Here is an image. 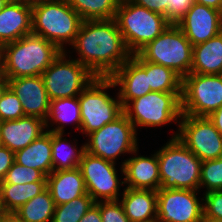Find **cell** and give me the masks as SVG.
<instances>
[{
	"mask_svg": "<svg viewBox=\"0 0 222 222\" xmlns=\"http://www.w3.org/2000/svg\"><path fill=\"white\" fill-rule=\"evenodd\" d=\"M71 46L76 60L100 78H109L132 56L115 19L82 21Z\"/></svg>",
	"mask_w": 222,
	"mask_h": 222,
	"instance_id": "obj_1",
	"label": "cell"
},
{
	"mask_svg": "<svg viewBox=\"0 0 222 222\" xmlns=\"http://www.w3.org/2000/svg\"><path fill=\"white\" fill-rule=\"evenodd\" d=\"M6 79L40 76L62 52L45 38L28 34L1 47Z\"/></svg>",
	"mask_w": 222,
	"mask_h": 222,
	"instance_id": "obj_2",
	"label": "cell"
},
{
	"mask_svg": "<svg viewBox=\"0 0 222 222\" xmlns=\"http://www.w3.org/2000/svg\"><path fill=\"white\" fill-rule=\"evenodd\" d=\"M67 0H42L32 5V34L55 44L61 51L72 45L82 23Z\"/></svg>",
	"mask_w": 222,
	"mask_h": 222,
	"instance_id": "obj_3",
	"label": "cell"
},
{
	"mask_svg": "<svg viewBox=\"0 0 222 222\" xmlns=\"http://www.w3.org/2000/svg\"><path fill=\"white\" fill-rule=\"evenodd\" d=\"M156 153L159 162L160 189L200 191L202 161L177 137H171Z\"/></svg>",
	"mask_w": 222,
	"mask_h": 222,
	"instance_id": "obj_4",
	"label": "cell"
},
{
	"mask_svg": "<svg viewBox=\"0 0 222 222\" xmlns=\"http://www.w3.org/2000/svg\"><path fill=\"white\" fill-rule=\"evenodd\" d=\"M114 19L132 55L137 54L170 25L164 15L138 6L130 0H120Z\"/></svg>",
	"mask_w": 222,
	"mask_h": 222,
	"instance_id": "obj_5",
	"label": "cell"
},
{
	"mask_svg": "<svg viewBox=\"0 0 222 222\" xmlns=\"http://www.w3.org/2000/svg\"><path fill=\"white\" fill-rule=\"evenodd\" d=\"M112 87L117 86L110 78L96 77L78 96L81 109L80 132L86 134V137L123 113L118 93L116 99L106 92Z\"/></svg>",
	"mask_w": 222,
	"mask_h": 222,
	"instance_id": "obj_6",
	"label": "cell"
},
{
	"mask_svg": "<svg viewBox=\"0 0 222 222\" xmlns=\"http://www.w3.org/2000/svg\"><path fill=\"white\" fill-rule=\"evenodd\" d=\"M181 95L182 92L151 91L129 101L123 107V113L136 132L139 126L160 127L172 122L178 123V126L182 116Z\"/></svg>",
	"mask_w": 222,
	"mask_h": 222,
	"instance_id": "obj_7",
	"label": "cell"
},
{
	"mask_svg": "<svg viewBox=\"0 0 222 222\" xmlns=\"http://www.w3.org/2000/svg\"><path fill=\"white\" fill-rule=\"evenodd\" d=\"M193 46L176 24H170L138 54L148 62L173 69L182 78L190 73Z\"/></svg>",
	"mask_w": 222,
	"mask_h": 222,
	"instance_id": "obj_8",
	"label": "cell"
},
{
	"mask_svg": "<svg viewBox=\"0 0 222 222\" xmlns=\"http://www.w3.org/2000/svg\"><path fill=\"white\" fill-rule=\"evenodd\" d=\"M62 51L41 74L50 101L77 97L96 78L84 65ZM71 59V60H70Z\"/></svg>",
	"mask_w": 222,
	"mask_h": 222,
	"instance_id": "obj_9",
	"label": "cell"
},
{
	"mask_svg": "<svg viewBox=\"0 0 222 222\" xmlns=\"http://www.w3.org/2000/svg\"><path fill=\"white\" fill-rule=\"evenodd\" d=\"M134 125L122 113L113 122L89 134L85 151L104 160L115 161L122 154H132L138 149Z\"/></svg>",
	"mask_w": 222,
	"mask_h": 222,
	"instance_id": "obj_10",
	"label": "cell"
},
{
	"mask_svg": "<svg viewBox=\"0 0 222 222\" xmlns=\"http://www.w3.org/2000/svg\"><path fill=\"white\" fill-rule=\"evenodd\" d=\"M222 106V74L189 73L182 78V114L208 117Z\"/></svg>",
	"mask_w": 222,
	"mask_h": 222,
	"instance_id": "obj_11",
	"label": "cell"
},
{
	"mask_svg": "<svg viewBox=\"0 0 222 222\" xmlns=\"http://www.w3.org/2000/svg\"><path fill=\"white\" fill-rule=\"evenodd\" d=\"M177 137L202 162L222 157V135L208 117L182 114Z\"/></svg>",
	"mask_w": 222,
	"mask_h": 222,
	"instance_id": "obj_12",
	"label": "cell"
},
{
	"mask_svg": "<svg viewBox=\"0 0 222 222\" xmlns=\"http://www.w3.org/2000/svg\"><path fill=\"white\" fill-rule=\"evenodd\" d=\"M115 164L101 157L84 151L78 168L83 176L87 193L95 202L118 201L120 186L125 184L119 180ZM121 194V195H120Z\"/></svg>",
	"mask_w": 222,
	"mask_h": 222,
	"instance_id": "obj_13",
	"label": "cell"
},
{
	"mask_svg": "<svg viewBox=\"0 0 222 222\" xmlns=\"http://www.w3.org/2000/svg\"><path fill=\"white\" fill-rule=\"evenodd\" d=\"M190 189L157 190V222H203V197ZM201 201H199L200 199Z\"/></svg>",
	"mask_w": 222,
	"mask_h": 222,
	"instance_id": "obj_14",
	"label": "cell"
},
{
	"mask_svg": "<svg viewBox=\"0 0 222 222\" xmlns=\"http://www.w3.org/2000/svg\"><path fill=\"white\" fill-rule=\"evenodd\" d=\"M176 25L195 46L222 32V12L195 2Z\"/></svg>",
	"mask_w": 222,
	"mask_h": 222,
	"instance_id": "obj_15",
	"label": "cell"
},
{
	"mask_svg": "<svg viewBox=\"0 0 222 222\" xmlns=\"http://www.w3.org/2000/svg\"><path fill=\"white\" fill-rule=\"evenodd\" d=\"M109 78L119 87L122 107L152 91L146 74V61L138 53L133 54Z\"/></svg>",
	"mask_w": 222,
	"mask_h": 222,
	"instance_id": "obj_16",
	"label": "cell"
},
{
	"mask_svg": "<svg viewBox=\"0 0 222 222\" xmlns=\"http://www.w3.org/2000/svg\"><path fill=\"white\" fill-rule=\"evenodd\" d=\"M7 81L21 102L25 116H36L45 121L50 110V99L42 76L19 77Z\"/></svg>",
	"mask_w": 222,
	"mask_h": 222,
	"instance_id": "obj_17",
	"label": "cell"
},
{
	"mask_svg": "<svg viewBox=\"0 0 222 222\" xmlns=\"http://www.w3.org/2000/svg\"><path fill=\"white\" fill-rule=\"evenodd\" d=\"M137 153L138 149L132 152L130 158L121 162L120 172L124 176V185L130 189L159 190L161 180L157 153L150 157L138 156Z\"/></svg>",
	"mask_w": 222,
	"mask_h": 222,
	"instance_id": "obj_18",
	"label": "cell"
},
{
	"mask_svg": "<svg viewBox=\"0 0 222 222\" xmlns=\"http://www.w3.org/2000/svg\"><path fill=\"white\" fill-rule=\"evenodd\" d=\"M45 130V121L36 116L1 121L0 145L15 153L39 138Z\"/></svg>",
	"mask_w": 222,
	"mask_h": 222,
	"instance_id": "obj_19",
	"label": "cell"
},
{
	"mask_svg": "<svg viewBox=\"0 0 222 222\" xmlns=\"http://www.w3.org/2000/svg\"><path fill=\"white\" fill-rule=\"evenodd\" d=\"M32 33V5L12 2L0 11V47Z\"/></svg>",
	"mask_w": 222,
	"mask_h": 222,
	"instance_id": "obj_20",
	"label": "cell"
},
{
	"mask_svg": "<svg viewBox=\"0 0 222 222\" xmlns=\"http://www.w3.org/2000/svg\"><path fill=\"white\" fill-rule=\"evenodd\" d=\"M119 202L130 222H157V191L125 187Z\"/></svg>",
	"mask_w": 222,
	"mask_h": 222,
	"instance_id": "obj_21",
	"label": "cell"
},
{
	"mask_svg": "<svg viewBox=\"0 0 222 222\" xmlns=\"http://www.w3.org/2000/svg\"><path fill=\"white\" fill-rule=\"evenodd\" d=\"M46 188L55 206L72 201L87 194L80 169L53 171L47 176Z\"/></svg>",
	"mask_w": 222,
	"mask_h": 222,
	"instance_id": "obj_22",
	"label": "cell"
},
{
	"mask_svg": "<svg viewBox=\"0 0 222 222\" xmlns=\"http://www.w3.org/2000/svg\"><path fill=\"white\" fill-rule=\"evenodd\" d=\"M15 162L43 172L46 176L53 172L52 132L46 131L24 149L14 153Z\"/></svg>",
	"mask_w": 222,
	"mask_h": 222,
	"instance_id": "obj_23",
	"label": "cell"
},
{
	"mask_svg": "<svg viewBox=\"0 0 222 222\" xmlns=\"http://www.w3.org/2000/svg\"><path fill=\"white\" fill-rule=\"evenodd\" d=\"M190 73L222 74V32L204 43L193 46Z\"/></svg>",
	"mask_w": 222,
	"mask_h": 222,
	"instance_id": "obj_24",
	"label": "cell"
},
{
	"mask_svg": "<svg viewBox=\"0 0 222 222\" xmlns=\"http://www.w3.org/2000/svg\"><path fill=\"white\" fill-rule=\"evenodd\" d=\"M50 121V123H49ZM75 123L76 129L81 128V109L77 97L60 98L50 101V110L47 119L45 120L46 131L54 133H65L64 125L66 123ZM55 128L49 129V125ZM77 124V125H76ZM49 129V130H47Z\"/></svg>",
	"mask_w": 222,
	"mask_h": 222,
	"instance_id": "obj_25",
	"label": "cell"
},
{
	"mask_svg": "<svg viewBox=\"0 0 222 222\" xmlns=\"http://www.w3.org/2000/svg\"><path fill=\"white\" fill-rule=\"evenodd\" d=\"M46 189V182L28 184L0 183V211L15 212Z\"/></svg>",
	"mask_w": 222,
	"mask_h": 222,
	"instance_id": "obj_26",
	"label": "cell"
},
{
	"mask_svg": "<svg viewBox=\"0 0 222 222\" xmlns=\"http://www.w3.org/2000/svg\"><path fill=\"white\" fill-rule=\"evenodd\" d=\"M64 133L52 132V161L53 171L71 170L79 166L85 144L80 149H77V142L74 145L68 143L66 138H63ZM69 149V150H68Z\"/></svg>",
	"mask_w": 222,
	"mask_h": 222,
	"instance_id": "obj_27",
	"label": "cell"
},
{
	"mask_svg": "<svg viewBox=\"0 0 222 222\" xmlns=\"http://www.w3.org/2000/svg\"><path fill=\"white\" fill-rule=\"evenodd\" d=\"M55 203L46 188L15 211L23 222H52Z\"/></svg>",
	"mask_w": 222,
	"mask_h": 222,
	"instance_id": "obj_28",
	"label": "cell"
},
{
	"mask_svg": "<svg viewBox=\"0 0 222 222\" xmlns=\"http://www.w3.org/2000/svg\"><path fill=\"white\" fill-rule=\"evenodd\" d=\"M69 5L85 20L114 19L120 0H67Z\"/></svg>",
	"mask_w": 222,
	"mask_h": 222,
	"instance_id": "obj_29",
	"label": "cell"
},
{
	"mask_svg": "<svg viewBox=\"0 0 222 222\" xmlns=\"http://www.w3.org/2000/svg\"><path fill=\"white\" fill-rule=\"evenodd\" d=\"M146 74L152 91L182 92V77L173 69L146 61Z\"/></svg>",
	"mask_w": 222,
	"mask_h": 222,
	"instance_id": "obj_30",
	"label": "cell"
},
{
	"mask_svg": "<svg viewBox=\"0 0 222 222\" xmlns=\"http://www.w3.org/2000/svg\"><path fill=\"white\" fill-rule=\"evenodd\" d=\"M94 203L93 198L87 193L55 206L52 222H79Z\"/></svg>",
	"mask_w": 222,
	"mask_h": 222,
	"instance_id": "obj_31",
	"label": "cell"
},
{
	"mask_svg": "<svg viewBox=\"0 0 222 222\" xmlns=\"http://www.w3.org/2000/svg\"><path fill=\"white\" fill-rule=\"evenodd\" d=\"M200 188H206L205 192L222 190V157L202 162Z\"/></svg>",
	"mask_w": 222,
	"mask_h": 222,
	"instance_id": "obj_32",
	"label": "cell"
},
{
	"mask_svg": "<svg viewBox=\"0 0 222 222\" xmlns=\"http://www.w3.org/2000/svg\"><path fill=\"white\" fill-rule=\"evenodd\" d=\"M47 176L40 170L28 168L16 163L7 171L5 178L0 183L28 184L33 182H46Z\"/></svg>",
	"mask_w": 222,
	"mask_h": 222,
	"instance_id": "obj_33",
	"label": "cell"
},
{
	"mask_svg": "<svg viewBox=\"0 0 222 222\" xmlns=\"http://www.w3.org/2000/svg\"><path fill=\"white\" fill-rule=\"evenodd\" d=\"M22 117H25V114L21 102L12 89L7 86L0 97V122Z\"/></svg>",
	"mask_w": 222,
	"mask_h": 222,
	"instance_id": "obj_34",
	"label": "cell"
},
{
	"mask_svg": "<svg viewBox=\"0 0 222 222\" xmlns=\"http://www.w3.org/2000/svg\"><path fill=\"white\" fill-rule=\"evenodd\" d=\"M203 194L204 221H222V190Z\"/></svg>",
	"mask_w": 222,
	"mask_h": 222,
	"instance_id": "obj_35",
	"label": "cell"
},
{
	"mask_svg": "<svg viewBox=\"0 0 222 222\" xmlns=\"http://www.w3.org/2000/svg\"><path fill=\"white\" fill-rule=\"evenodd\" d=\"M101 213L102 222H130L125 215L123 206L118 201H98L95 202Z\"/></svg>",
	"mask_w": 222,
	"mask_h": 222,
	"instance_id": "obj_36",
	"label": "cell"
},
{
	"mask_svg": "<svg viewBox=\"0 0 222 222\" xmlns=\"http://www.w3.org/2000/svg\"><path fill=\"white\" fill-rule=\"evenodd\" d=\"M194 3V0H168V8L165 19L170 24H176L186 15Z\"/></svg>",
	"mask_w": 222,
	"mask_h": 222,
	"instance_id": "obj_37",
	"label": "cell"
},
{
	"mask_svg": "<svg viewBox=\"0 0 222 222\" xmlns=\"http://www.w3.org/2000/svg\"><path fill=\"white\" fill-rule=\"evenodd\" d=\"M14 161V152L0 145V181L5 178L7 171L12 167Z\"/></svg>",
	"mask_w": 222,
	"mask_h": 222,
	"instance_id": "obj_38",
	"label": "cell"
},
{
	"mask_svg": "<svg viewBox=\"0 0 222 222\" xmlns=\"http://www.w3.org/2000/svg\"><path fill=\"white\" fill-rule=\"evenodd\" d=\"M134 4L147 8L150 11L160 13L162 15L167 14L168 0H130Z\"/></svg>",
	"mask_w": 222,
	"mask_h": 222,
	"instance_id": "obj_39",
	"label": "cell"
},
{
	"mask_svg": "<svg viewBox=\"0 0 222 222\" xmlns=\"http://www.w3.org/2000/svg\"><path fill=\"white\" fill-rule=\"evenodd\" d=\"M79 222H102L99 206L94 203Z\"/></svg>",
	"mask_w": 222,
	"mask_h": 222,
	"instance_id": "obj_40",
	"label": "cell"
},
{
	"mask_svg": "<svg viewBox=\"0 0 222 222\" xmlns=\"http://www.w3.org/2000/svg\"><path fill=\"white\" fill-rule=\"evenodd\" d=\"M208 118L213 122L215 128L222 135V106L208 116Z\"/></svg>",
	"mask_w": 222,
	"mask_h": 222,
	"instance_id": "obj_41",
	"label": "cell"
},
{
	"mask_svg": "<svg viewBox=\"0 0 222 222\" xmlns=\"http://www.w3.org/2000/svg\"><path fill=\"white\" fill-rule=\"evenodd\" d=\"M198 4H202L222 12V0H194Z\"/></svg>",
	"mask_w": 222,
	"mask_h": 222,
	"instance_id": "obj_42",
	"label": "cell"
},
{
	"mask_svg": "<svg viewBox=\"0 0 222 222\" xmlns=\"http://www.w3.org/2000/svg\"><path fill=\"white\" fill-rule=\"evenodd\" d=\"M1 222H23L15 212H1Z\"/></svg>",
	"mask_w": 222,
	"mask_h": 222,
	"instance_id": "obj_43",
	"label": "cell"
},
{
	"mask_svg": "<svg viewBox=\"0 0 222 222\" xmlns=\"http://www.w3.org/2000/svg\"><path fill=\"white\" fill-rule=\"evenodd\" d=\"M2 80H7L5 77V72H4V60H3V53L0 47V82Z\"/></svg>",
	"mask_w": 222,
	"mask_h": 222,
	"instance_id": "obj_44",
	"label": "cell"
},
{
	"mask_svg": "<svg viewBox=\"0 0 222 222\" xmlns=\"http://www.w3.org/2000/svg\"><path fill=\"white\" fill-rule=\"evenodd\" d=\"M8 1L21 2V3H26V4L34 5L35 3L40 2L42 0H8Z\"/></svg>",
	"mask_w": 222,
	"mask_h": 222,
	"instance_id": "obj_45",
	"label": "cell"
},
{
	"mask_svg": "<svg viewBox=\"0 0 222 222\" xmlns=\"http://www.w3.org/2000/svg\"><path fill=\"white\" fill-rule=\"evenodd\" d=\"M8 86V81L7 80H2L0 82V97L3 93V91L5 90V88Z\"/></svg>",
	"mask_w": 222,
	"mask_h": 222,
	"instance_id": "obj_46",
	"label": "cell"
},
{
	"mask_svg": "<svg viewBox=\"0 0 222 222\" xmlns=\"http://www.w3.org/2000/svg\"><path fill=\"white\" fill-rule=\"evenodd\" d=\"M8 3V0H0V11L3 9V7Z\"/></svg>",
	"mask_w": 222,
	"mask_h": 222,
	"instance_id": "obj_47",
	"label": "cell"
},
{
	"mask_svg": "<svg viewBox=\"0 0 222 222\" xmlns=\"http://www.w3.org/2000/svg\"><path fill=\"white\" fill-rule=\"evenodd\" d=\"M203 222H222V221H203Z\"/></svg>",
	"mask_w": 222,
	"mask_h": 222,
	"instance_id": "obj_48",
	"label": "cell"
}]
</instances>
